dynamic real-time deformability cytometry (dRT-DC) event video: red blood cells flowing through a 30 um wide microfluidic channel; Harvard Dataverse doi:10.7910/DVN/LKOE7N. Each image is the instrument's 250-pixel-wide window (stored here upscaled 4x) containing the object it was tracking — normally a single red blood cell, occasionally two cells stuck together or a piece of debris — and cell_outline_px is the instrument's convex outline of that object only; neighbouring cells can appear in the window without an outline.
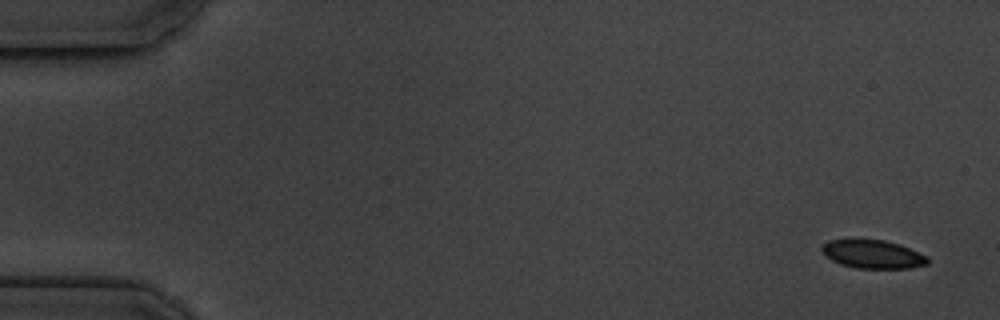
{"species": "common noctule bat (a hibernating species)", "species_latin": "Nyctalus noctula", "temperature_condition": "cold", "stored_images_in_passage": 6, "camera_frame_rate_fps": 3000, "um_per_image_px": 0.085, "animal": {"sex": "male", "body_mass_g": 19.5, "forearm_length_mm": 54.6}, "frame": {"image": 1, "passage_image": 1, "time_ms": 0.0, "image_size_px": [1000, 320], "cell_outline_px": [[928, 264], [908, 268], [856, 268], [840, 264], [832, 260], [820, 248], [828, 240], [884, 240], [900, 244], [928, 256]], "centroid_in_image_um": [74.22, 21.61], "position_along_channel_um": 10.8, "area_um2": 17.28}}
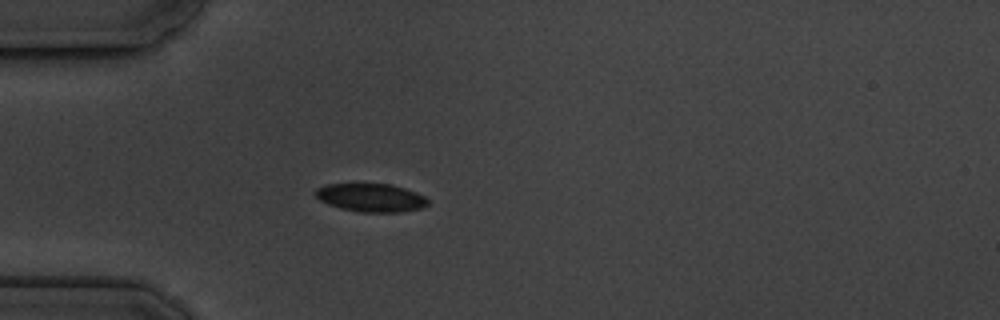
{"frame": {"image": 2, "passage_image": 5, "time_ms": 4.667, "image_size_px": [1000, 320], "cell_outline_px": [[428, 204], [420, 208], [400, 212], [360, 212], [340, 208], [328, 204], [320, 200], [312, 192], [316, 188], [324, 184], [392, 184], [416, 192], [424, 196], [428, 200]], "centroid_in_image_um": [31.49, 16.79], "position_along_channel_um": 53.5, "area_um2": 18.55}}